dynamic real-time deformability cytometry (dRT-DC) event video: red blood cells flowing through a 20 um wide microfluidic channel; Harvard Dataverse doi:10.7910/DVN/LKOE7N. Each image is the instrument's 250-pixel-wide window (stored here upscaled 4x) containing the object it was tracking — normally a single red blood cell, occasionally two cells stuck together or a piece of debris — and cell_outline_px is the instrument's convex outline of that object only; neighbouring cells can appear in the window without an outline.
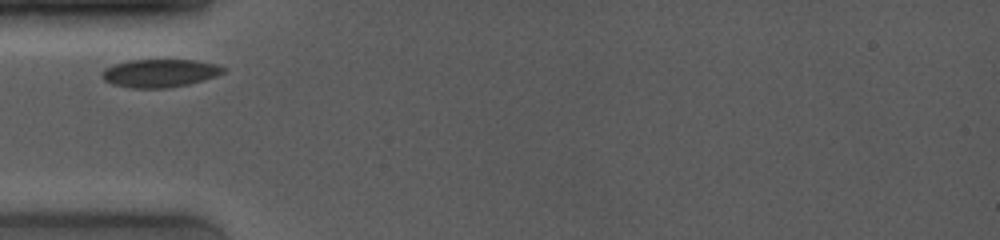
{"species": "common noctule bat (a hibernating species)", "species_latin": "Nyctalus noctula", "temperature_condition": "room temperature", "stored_images_in_passage": 37, "camera_frame_rate_fps": 4000, "um_per_image_px": 0.085, "animal": {"sex": "female", "body_mass_g": 19.0, "forearm_length_mm": 53.3}, "frame": {"image": 1, "passage_image": 1, "time_ms": 0.0, "image_size_px": [1000, 240], "cell_outline_px": [[228, 68], [224, 72], [216, 76], [204, 80], [188, 84], [168, 88], [132, 88], [112, 84], [104, 80], [100, 76], [100, 72], [104, 68], [112, 64], [132, 60], [196, 60], [216, 64]], "centroid_in_image_um": [13.57, 6.21], "position_along_channel_um": 71.4, "area_um2": 20.06}}
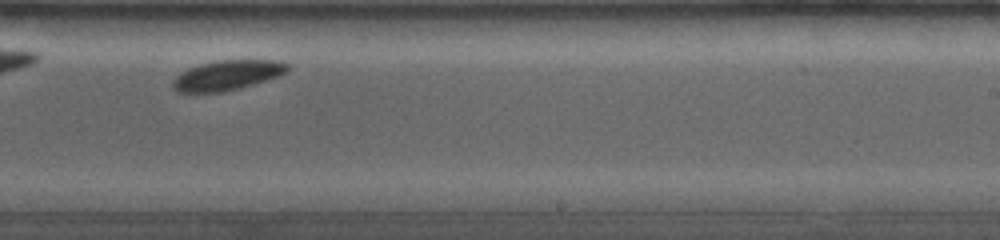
{"frame": {"image": 2, "passage_image": 22, "time_ms": 5.25, "image_size_px": [1000, 240], "cell_outline_px": [[288, 72], [280, 76], [240, 88], [220, 92], [176, 92], [172, 88], [172, 80], [180, 72], [188, 68], [200, 64], [216, 60], [280, 60], [288, 64]], "centroid_in_image_um": [19.31, 6.39], "position_along_channel_um": 269.7, "area_um2": 20.17}}
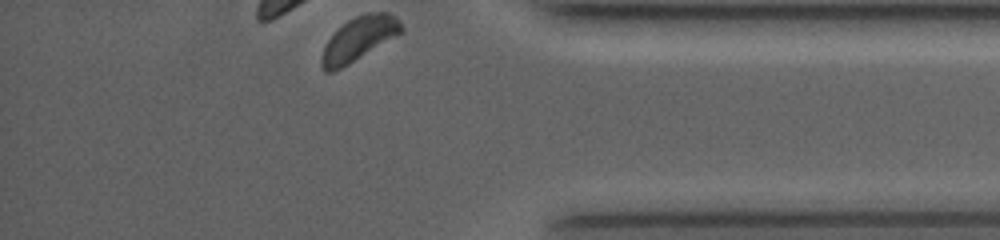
{"frame": {"image": 3, "passage_image": 37, "time_ms": 9.0, "image_size_px": [1000, 240], "cell_outline_px": [[404, 32], [348, 64], [332, 72], [324, 72], [320, 64], [320, 60], [324, 48], [328, 40], [348, 20], [356, 16], [368, 12], [388, 12], [396, 16], [400, 20], [404, 28]], "centroid_in_image_um": [30.55, 3.29], "position_along_channel_um": 404.7, "area_um2": 20.23}}